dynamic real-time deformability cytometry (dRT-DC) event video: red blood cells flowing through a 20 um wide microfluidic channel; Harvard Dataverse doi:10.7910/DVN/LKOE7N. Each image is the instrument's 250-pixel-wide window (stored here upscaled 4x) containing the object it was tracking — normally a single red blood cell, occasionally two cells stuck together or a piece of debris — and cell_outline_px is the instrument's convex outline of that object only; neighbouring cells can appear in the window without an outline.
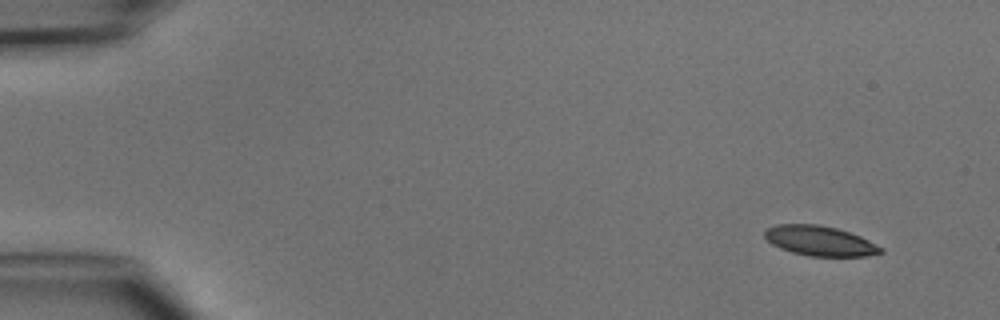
{"species": "common noctule bat (a hibernating species)", "species_latin": "Nyctalus noctula", "temperature_condition": "cold", "stored_images_in_passage": 2, "camera_frame_rate_fps": 3000, "um_per_image_px": 0.085, "animal": {"sex": "male", "body_mass_g": 15.6}, "frame": {"image": 1, "passage_image": 2, "time_ms": 1.333, "image_size_px": [1000, 320], "cell_outline_px": [[884, 252], [868, 256], [808, 256], [792, 252], [780, 248], [772, 244], [764, 236], [764, 232], [768, 228], [776, 224], [816, 224], [836, 228], [860, 236], [884, 248]], "centroid_in_image_um": [69.7, 20.48], "position_along_channel_um": 15.3, "area_um2": 20.17}}